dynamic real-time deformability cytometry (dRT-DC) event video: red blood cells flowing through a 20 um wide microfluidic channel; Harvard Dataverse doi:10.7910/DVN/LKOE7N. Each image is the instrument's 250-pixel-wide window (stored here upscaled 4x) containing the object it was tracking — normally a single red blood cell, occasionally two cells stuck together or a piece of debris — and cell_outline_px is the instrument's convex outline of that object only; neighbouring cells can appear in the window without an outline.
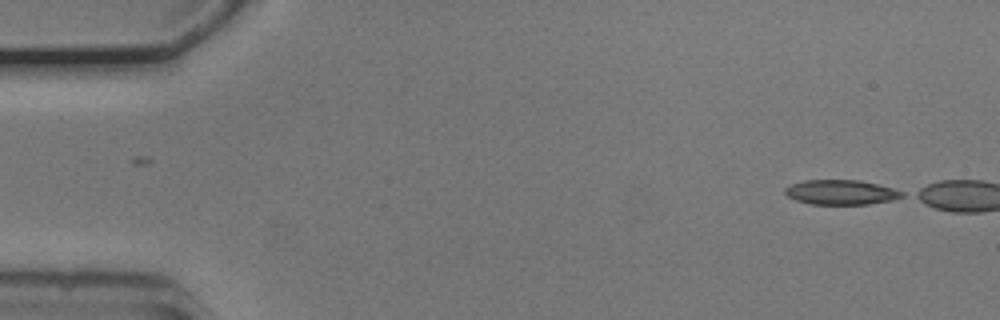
{"species": "common noctule bat (a hibernating species)", "species_latin": "Nyctalus noctula", "temperature_condition": "cold", "stored_images_in_passage": 3, "camera_frame_rate_fps": 3000, "um_per_image_px": 0.085, "animal": {"sex": "male", "body_mass_g": 20.5, "forearm_length_mm": 52.5}, "frame": {"image": 1, "passage_image": 1, "time_ms": 0.0, "image_size_px": [1000, 320], "cell_outline_px": [[904, 196], [892, 200], [868, 204], [812, 204], [796, 200], [788, 196], [784, 192], [784, 188], [792, 184], [804, 180], [860, 180], [892, 188], [904, 192]], "centroid_in_image_um": [71.48, 16.34], "position_along_channel_um": 13.5, "area_um2": 16.76}}